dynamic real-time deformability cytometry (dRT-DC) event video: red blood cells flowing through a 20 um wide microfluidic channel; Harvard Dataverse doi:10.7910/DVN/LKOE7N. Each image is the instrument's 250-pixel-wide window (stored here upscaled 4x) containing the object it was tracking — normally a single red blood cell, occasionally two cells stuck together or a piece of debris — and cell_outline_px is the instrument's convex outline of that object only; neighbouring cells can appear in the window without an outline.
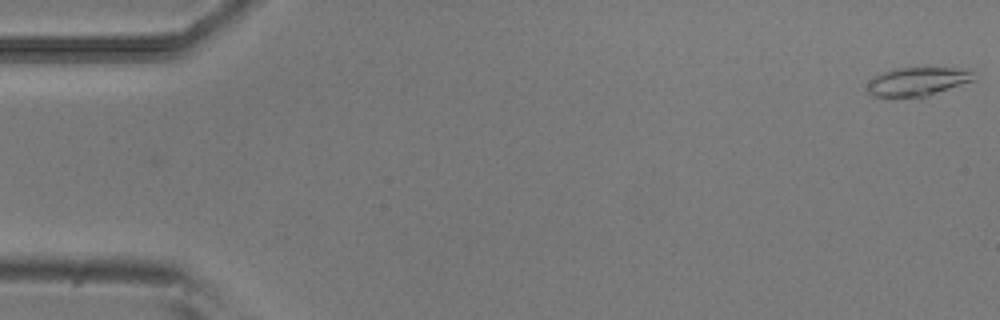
{"species": "common noctule bat (a hibernating species)", "species_latin": "Nyctalus noctula", "temperature_condition": "room temperature", "stored_images_in_passage": 47, "camera_frame_rate_fps": 3000, "um_per_image_px": 0.085, "animal": {"sex": "male", "body_mass_g": 20.5, "forearm_length_mm": 52.5}, "frame": {"image": 1, "passage_image": 1, "time_ms": 0.0, "image_size_px": [1000, 320], "cell_outline_px": [[976, 80], [928, 96], [872, 96], [868, 92], [868, 84], [876, 76], [884, 72], [896, 68], [952, 68], [972, 72]], "centroid_in_image_um": [78.02, 6.93], "position_along_channel_um": 7.0, "area_um2": 17.28}}
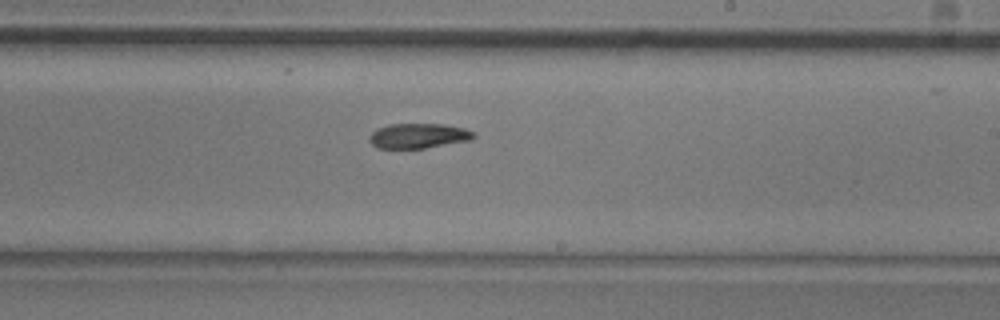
{"frame": {"image": 2, "passage_image": 31, "time_ms": 10.0, "image_size_px": [1000, 320], "cell_outline_px": [[476, 136], [472, 140], [424, 148], [376, 148], [368, 140], [368, 136], [376, 128], [388, 124], [444, 124], [464, 128], [476, 132]], "centroid_in_image_um": [35.56, 11.54], "position_along_channel_um": 253.4, "area_um2": 15.37}}
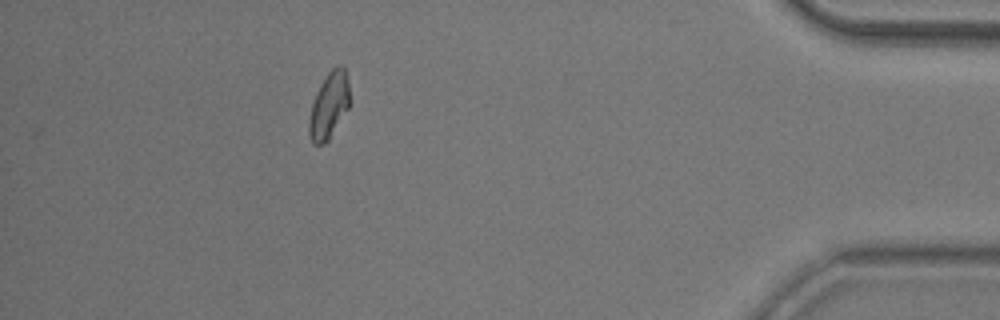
{"frame": {"image": 3, "passage_image": 47, "time_ms": 15.333, "image_size_px": [1000, 320], "cell_outline_px": [[348, 108], [328, 140], [324, 144], [312, 144], [308, 136], [308, 120], [312, 104], [316, 92], [320, 84], [328, 72], [332, 68], [340, 64], [344, 64], [348, 80]], "centroid_in_image_um": [27.93, 8.96], "position_along_channel_um": 407.3, "area_um2": 15.66}, "authors_computed_cell_mechanics": {"area_um2": 16.2418, "velocity_mm_per_s": 3.8716, "shape_relaxation_time_tau1_ms": 5.3738, "shape_relaxation_time_tau2_ms": null, "deformation_change_tau1": 0.1648, "deformation_change_tau2": null}}